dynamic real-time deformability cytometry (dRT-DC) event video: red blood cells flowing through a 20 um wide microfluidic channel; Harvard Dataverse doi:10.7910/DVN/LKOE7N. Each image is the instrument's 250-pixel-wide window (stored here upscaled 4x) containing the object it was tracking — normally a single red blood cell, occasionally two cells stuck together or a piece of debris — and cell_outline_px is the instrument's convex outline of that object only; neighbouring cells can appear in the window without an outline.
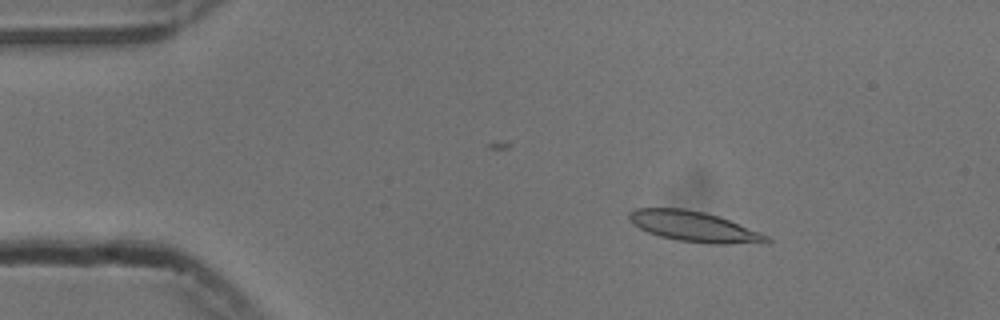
{"species": "common noctule bat (a hibernating species)", "species_latin": "Nyctalus noctula", "temperature_condition": "cold", "stored_images_in_passage": 36, "camera_frame_rate_fps": 3000, "um_per_image_px": 0.085, "animal": {"sex": "male", "body_mass_g": 13.3}, "frame": {"image": 1, "passage_image": 2, "time_ms": 0.333, "image_size_px": [1000, 320], "cell_outline_px": [[772, 240], [768, 244], [704, 244], [676, 240], [660, 236], [648, 232], [632, 224], [628, 220], [628, 212], [636, 208], [684, 208], [704, 212], [720, 216], [760, 232], [768, 236]], "centroid_in_image_um": [59.04, 19.27], "position_along_channel_um": 26.0, "area_um2": 24.85}}
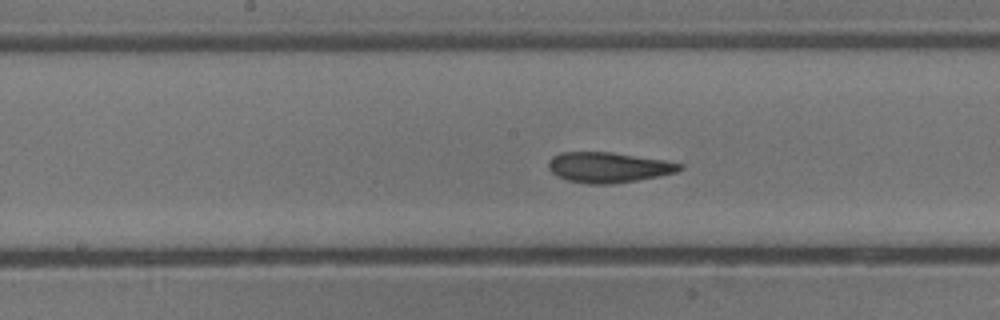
{"frame": {"image": 2, "passage_image": 21, "time_ms": 6.667, "image_size_px": [1000, 320], "cell_outline_px": [[684, 168], [676, 172], [636, 180], [608, 184], [588, 184], [568, 180], [556, 176], [548, 168], [548, 164], [552, 156], [560, 152], [608, 152], [664, 160], [684, 164]], "centroid_in_image_um": [51.69, 14.22], "position_along_channel_um": 196.5, "area_um2": 23.0}}
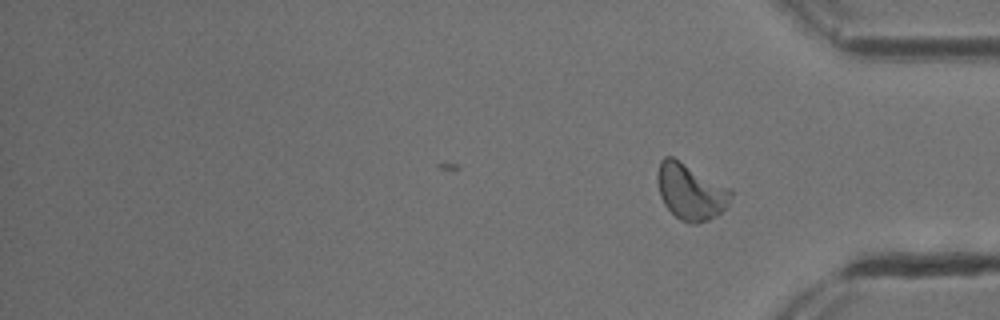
{"frame": {"image": 3, "passage_image": 36, "time_ms": 11.667, "image_size_px": [1000, 320], "cell_outline_px": [[732, 196], [728, 204], [716, 216], [708, 220], [696, 224], [692, 224], [680, 220], [664, 204], [660, 196], [656, 180], [656, 172], [660, 160], [664, 156], [672, 156], [732, 188]], "centroid_in_image_um": [58.69, 16.27], "position_along_channel_um": 376.5, "area_um2": 24.33}, "authors_computed_cell_mechanics": {"area_um2": 23.0044, "velocity_mm_per_s": 3.7272, "shape_relaxation_time_tau1_ms": 3.6589, "shape_relaxation_time_tau2_ms": 1.3899, "deformation_change_tau1": 0.1668, "deformation_change_tau2": 0.0838}}